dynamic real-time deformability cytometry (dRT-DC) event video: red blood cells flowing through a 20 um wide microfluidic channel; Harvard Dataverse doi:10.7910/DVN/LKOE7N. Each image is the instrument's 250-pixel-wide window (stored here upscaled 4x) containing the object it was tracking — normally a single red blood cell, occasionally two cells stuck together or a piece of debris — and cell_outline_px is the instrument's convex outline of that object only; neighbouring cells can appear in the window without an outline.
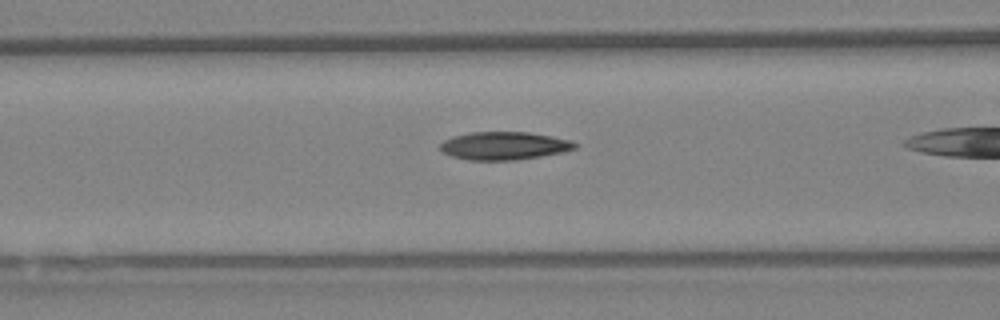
{"species": "Egyptian fruit bat (a non-hibernating species)", "species_latin": "Rousettus aegyptiacus", "temperature_condition": "warm", "stored_images_in_passage": 18, "camera_frame_rate_fps": 3000, "um_per_image_px": 0.085, "animal": {"sex": "female"}, "frame": {"image": 1, "passage_image": 14, "time_ms": 4.333, "image_size_px": [1000, 320], "cell_outline_px": [[576, 148], [564, 152], [540, 156], [512, 160], [468, 160], [452, 156], [444, 152], [440, 148], [440, 144], [444, 140], [452, 136], [472, 132], [528, 132], [552, 136], [572, 140], [576, 144]], "centroid_in_image_um": [42.86, 12.38], "position_along_channel_um": 123.7, "area_um2": 21.91}}
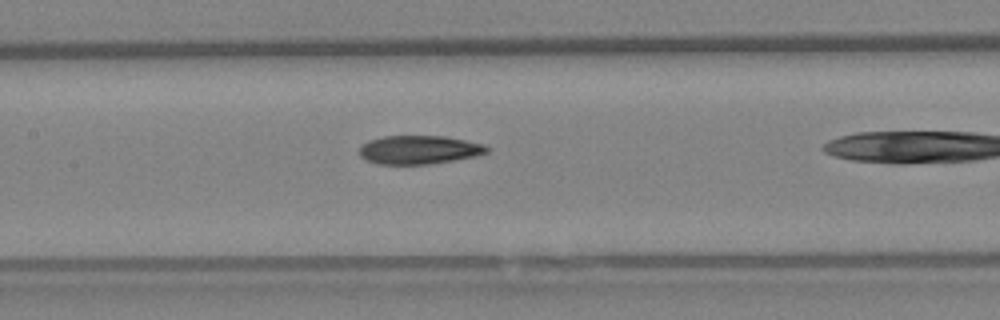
{"frame": {"image": 2, "passage_image": 17, "time_ms": 5.333, "image_size_px": [1000, 320], "cell_outline_px": [[488, 152], [476, 156], [428, 164], [376, 164], [364, 160], [360, 156], [360, 148], [368, 140], [384, 136], [444, 136], [484, 144], [488, 148]], "centroid_in_image_um": [35.59, 12.73], "position_along_channel_um": 171.8, "area_um2": 21.15}}